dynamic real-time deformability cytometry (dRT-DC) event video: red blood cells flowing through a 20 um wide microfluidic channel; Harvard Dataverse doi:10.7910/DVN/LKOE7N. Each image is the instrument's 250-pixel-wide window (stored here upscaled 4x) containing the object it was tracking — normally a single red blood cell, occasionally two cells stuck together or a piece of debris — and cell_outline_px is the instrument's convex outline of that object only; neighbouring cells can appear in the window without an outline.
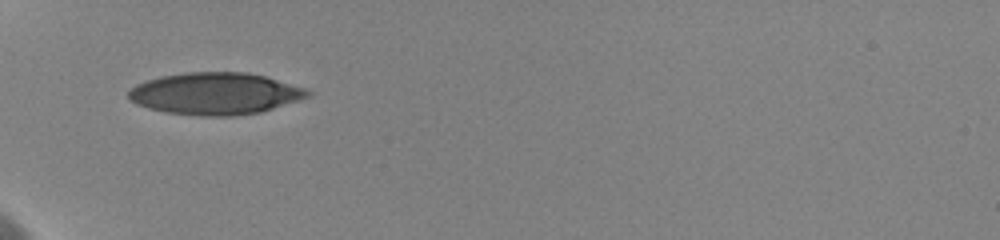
{"species": "human", "species_latin": "Homo sapiens", "temperature_condition": "cold", "stored_images_in_passage": 25, "camera_frame_rate_fps": 3000, "um_per_image_px": 0.085, "donor": {"sex": "female"}, "frame": {"image": 1, "passage_image": 1, "time_ms": 0.0, "image_size_px": [1000, 240], "cell_outline_px": [[312, 96], [300, 100], [260, 112], [236, 116], [204, 116], [164, 112], [148, 108], [136, 104], [128, 96], [128, 92], [136, 84], [160, 76], [184, 72], [248, 72], [264, 76], [308, 88], [312, 92]], "centroid_in_image_um": [18.34, 7.95], "position_along_channel_um": 66.7, "area_um2": 44.04}}
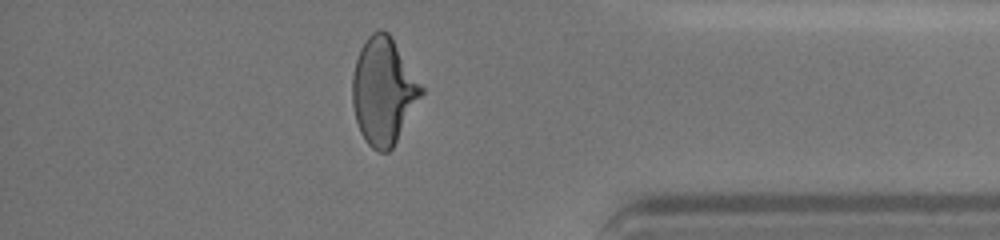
{"frame": {"image": 2, "passage_image": 22, "time_ms": 10.0, "image_size_px": [1000, 240], "cell_outline_px": [[424, 92], [392, 148], [388, 152], [380, 152], [372, 148], [364, 140], [360, 132], [356, 120], [352, 104], [352, 76], [356, 60], [360, 48], [368, 36], [372, 32], [380, 28], [388, 32], [392, 36], [424, 88]], "centroid_in_image_um": [32.58, 7.72], "position_along_channel_um": 402.6, "area_um2": 42.95}, "authors_computed_cell_mechanics": {"area_um2": 43.1766, "velocity_mm_per_s": 3.6168, "shape_relaxation_time_tau1_ms": 6.3192, "shape_relaxation_time_tau2_ms": 0.987, "deformation_change_tau1": 0.1739, "deformation_change_tau2": 0.0727}}